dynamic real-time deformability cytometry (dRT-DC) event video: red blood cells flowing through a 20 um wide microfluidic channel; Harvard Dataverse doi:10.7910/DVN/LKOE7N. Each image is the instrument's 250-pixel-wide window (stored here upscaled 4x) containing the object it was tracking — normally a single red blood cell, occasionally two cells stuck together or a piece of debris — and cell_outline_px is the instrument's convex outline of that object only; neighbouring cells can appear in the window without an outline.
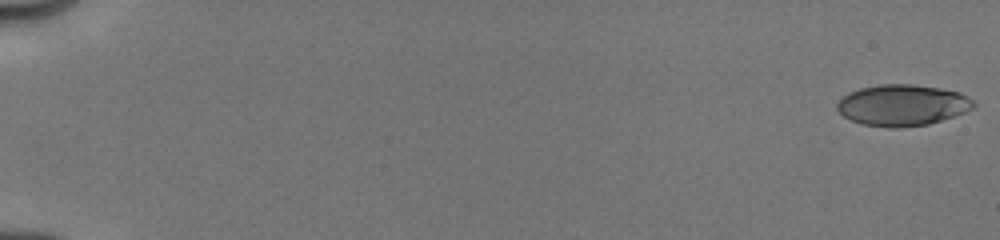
{"species": "human", "species_latin": "Homo sapiens", "temperature_condition": "cold", "stored_images_in_passage": 46, "camera_frame_rate_fps": 3000, "um_per_image_px": 0.085, "donor": {"sex": "male"}, "frame": {"image": 1, "passage_image": 1, "time_ms": 0.0, "image_size_px": [1000, 240], "cell_outline_px": [[976, 104], [972, 108], [964, 112], [928, 124], [900, 128], [888, 128], [864, 124], [852, 120], [844, 116], [836, 108], [836, 104], [848, 92], [860, 88], [880, 84], [912, 84], [940, 88], [960, 92], [976, 100]], "centroid_in_image_um": [76.72, 8.93], "position_along_channel_um": 8.3, "area_um2": 32.77}}
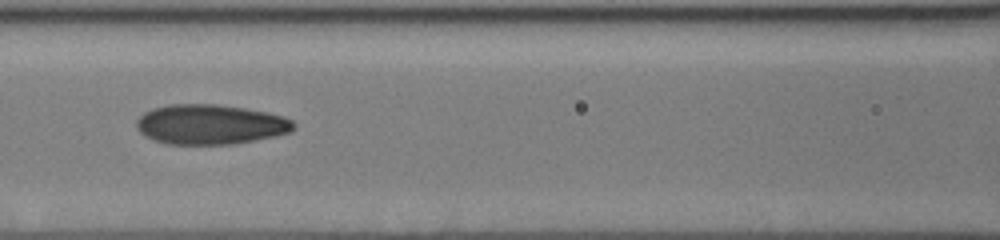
{"frame": {"image": 2, "passage_image": 27, "time_ms": 8.333, "image_size_px": [1000, 240], "cell_outline_px": [[296, 128], [292, 132], [276, 136], [256, 140], [232, 144], [168, 144], [152, 140], [144, 136], [136, 128], [136, 120], [144, 112], [152, 108], [168, 104], [216, 104], [244, 108], [284, 116], [292, 120], [296, 124]], "centroid_in_image_um": [17.87, 10.58], "position_along_channel_um": 148.7, "area_um2": 36.88}}
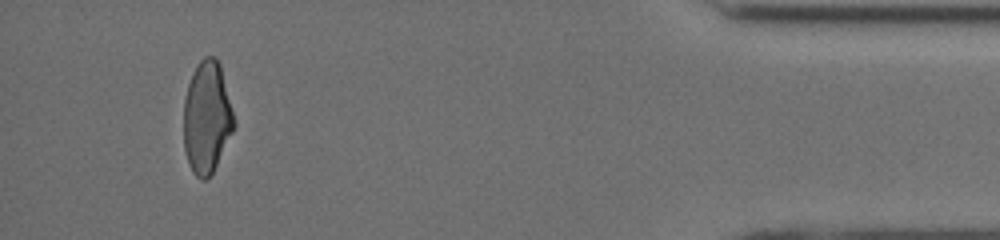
{"frame": {"image": 3, "passage_image": 45, "time_ms": 16.333, "image_size_px": [1000, 240], "cell_outline_px": [[236, 124], [212, 172], [204, 180], [200, 180], [192, 172], [188, 164], [184, 148], [184, 100], [188, 84], [200, 60], [204, 56], [216, 56], [220, 64], [236, 120]], "centroid_in_image_um": [17.59, 9.97], "position_along_channel_um": 417.6, "area_um2": 32.77}, "authors_computed_cell_mechanics": {"area_um2": 34.4199, "velocity_mm_per_s": 4.0345, "shape_relaxation_time_tau1_ms": 7.8126, "shape_relaxation_time_tau2_ms": 1.4688, "deformation_change_tau1": 0.2188, "deformation_change_tau2": 0.0846}}